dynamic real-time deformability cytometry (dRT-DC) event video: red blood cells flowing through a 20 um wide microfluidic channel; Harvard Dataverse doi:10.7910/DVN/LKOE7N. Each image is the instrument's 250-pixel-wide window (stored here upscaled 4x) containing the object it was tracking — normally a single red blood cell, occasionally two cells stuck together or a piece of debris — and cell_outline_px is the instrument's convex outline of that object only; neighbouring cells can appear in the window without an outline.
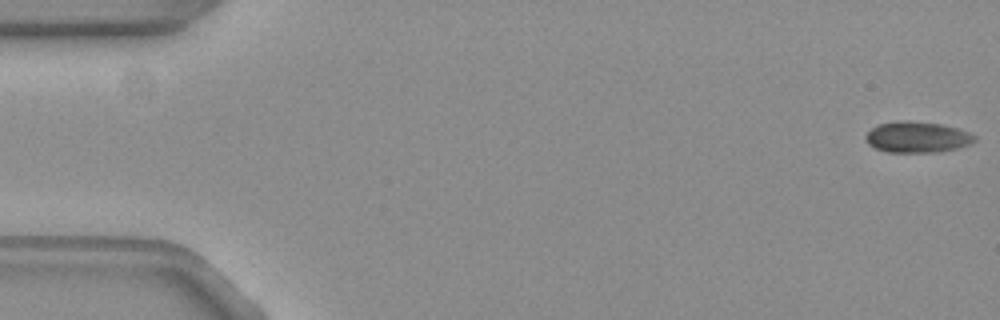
{"species": "common noctule bat (a hibernating species)", "species_latin": "Nyctalus noctula", "temperature_condition": "warm", "stored_images_in_passage": 17, "camera_frame_rate_fps": 3000, "um_per_image_px": 0.085, "animal": {"sex": "female", "body_mass_g": 19.3, "forearm_length_mm": 54.1}, "frame": {"image": 1, "passage_image": 1, "time_ms": 0.0, "image_size_px": [1000, 320], "cell_outline_px": [[976, 140], [968, 144], [956, 148], [936, 152], [888, 152], [876, 148], [868, 144], [864, 136], [872, 128], [880, 124], [896, 120], [908, 120], [940, 124], [956, 128], [968, 132], [976, 136]], "centroid_in_image_um": [77.93, 11.64], "position_along_channel_um": 7.1, "area_um2": 19.54}}
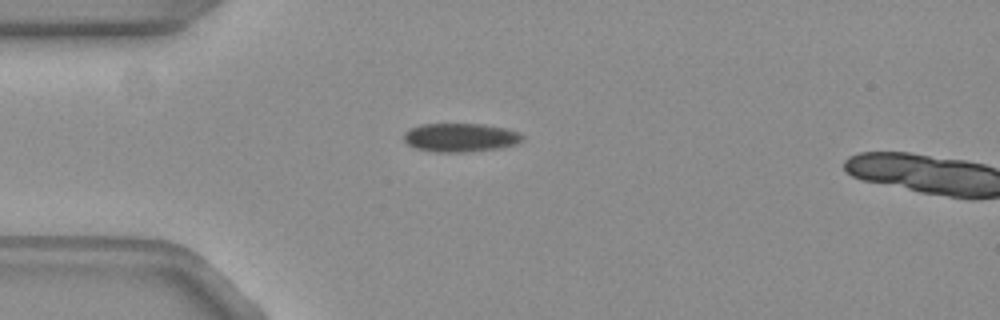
{"frame": {"image": 2, "passage_image": 14, "time_ms": 4.333, "image_size_px": [1000, 320], "cell_outline_px": [[524, 136], [520, 140], [512, 144], [496, 148], [460, 152], [436, 152], [416, 148], [408, 144], [404, 140], [404, 132], [408, 128], [420, 124], [484, 124], [504, 128], [516, 132]], "centroid_in_image_um": [39.03, 11.67], "position_along_channel_um": 46.0, "area_um2": 19.42}}